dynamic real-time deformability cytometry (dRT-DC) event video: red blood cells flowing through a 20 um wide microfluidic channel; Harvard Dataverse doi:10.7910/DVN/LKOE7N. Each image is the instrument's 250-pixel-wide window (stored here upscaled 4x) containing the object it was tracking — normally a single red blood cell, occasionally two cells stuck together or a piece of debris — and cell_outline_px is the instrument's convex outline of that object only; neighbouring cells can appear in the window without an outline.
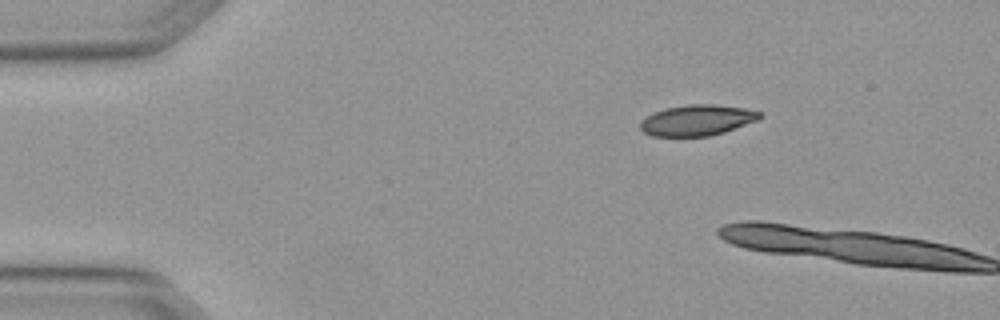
{"species": "Egyptian fruit bat (a non-hibernating species)", "species_latin": "Rousettus aegyptiacus", "temperature_condition": "warm", "stored_images_in_passage": 2, "camera_frame_rate_fps": 3000, "um_per_image_px": 0.085, "animal": {"sex": "female"}, "frame": {"image": 1, "passage_image": 1, "time_ms": 0.0, "image_size_px": [1000, 320], "cell_outline_px": [[764, 116], [756, 120], [724, 132], [708, 136], [652, 136], [644, 132], [640, 128], [640, 120], [664, 108], [688, 104], [716, 104], [744, 108], [764, 112]], "centroid_in_image_um": [59.27, 10.21], "position_along_channel_um": 25.7, "area_um2": 21.44}}